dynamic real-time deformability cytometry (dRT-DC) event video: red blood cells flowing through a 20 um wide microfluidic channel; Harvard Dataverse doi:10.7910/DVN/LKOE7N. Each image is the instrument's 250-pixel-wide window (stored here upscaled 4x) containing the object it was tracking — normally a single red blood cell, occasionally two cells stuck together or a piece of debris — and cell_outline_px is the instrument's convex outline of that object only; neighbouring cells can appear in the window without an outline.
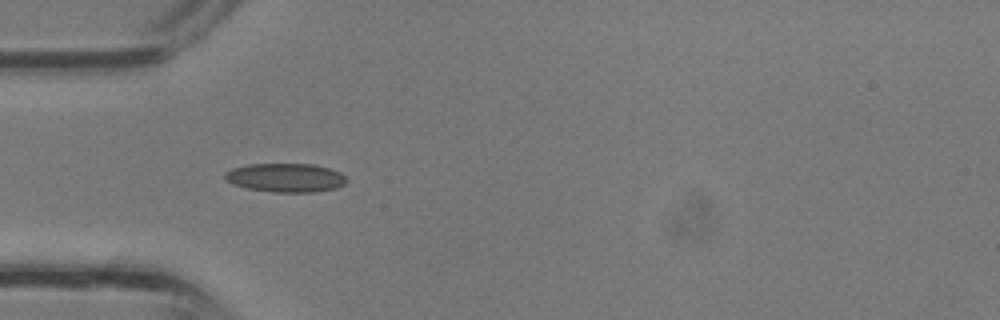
{"species": "common noctule bat (a hibernating species)", "species_latin": "Nyctalus noctula", "temperature_condition": "room temperature", "stored_images_in_passage": 19, "camera_frame_rate_fps": 3000, "um_per_image_px": 0.085, "animal": {"sex": "male", "body_mass_g": 13.3}, "frame": {"image": 1, "passage_image": 1, "time_ms": 0.0, "image_size_px": [1000, 320], "cell_outline_px": [[348, 180], [344, 184], [336, 188], [316, 192], [272, 192], [248, 188], [232, 184], [224, 180], [224, 172], [232, 168], [248, 164], [312, 164], [328, 168], [340, 172]], "centroid_in_image_um": [24.25, 15.1], "position_along_channel_um": 60.8, "area_um2": 20.52}}